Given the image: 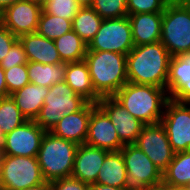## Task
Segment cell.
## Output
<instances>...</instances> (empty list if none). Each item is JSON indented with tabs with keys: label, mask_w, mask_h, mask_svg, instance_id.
Here are the masks:
<instances>
[{
	"label": "cell",
	"mask_w": 190,
	"mask_h": 190,
	"mask_svg": "<svg viewBox=\"0 0 190 190\" xmlns=\"http://www.w3.org/2000/svg\"><path fill=\"white\" fill-rule=\"evenodd\" d=\"M25 121L27 119L22 115L11 96L0 98V129L4 135Z\"/></svg>",
	"instance_id": "f1b7e54d"
},
{
	"label": "cell",
	"mask_w": 190,
	"mask_h": 190,
	"mask_svg": "<svg viewBox=\"0 0 190 190\" xmlns=\"http://www.w3.org/2000/svg\"><path fill=\"white\" fill-rule=\"evenodd\" d=\"M88 190H124L113 186H107L103 184H89Z\"/></svg>",
	"instance_id": "74e56055"
},
{
	"label": "cell",
	"mask_w": 190,
	"mask_h": 190,
	"mask_svg": "<svg viewBox=\"0 0 190 190\" xmlns=\"http://www.w3.org/2000/svg\"><path fill=\"white\" fill-rule=\"evenodd\" d=\"M81 6L76 0H43L42 9L48 13L58 17H62L73 21L76 13Z\"/></svg>",
	"instance_id": "f546056e"
},
{
	"label": "cell",
	"mask_w": 190,
	"mask_h": 190,
	"mask_svg": "<svg viewBox=\"0 0 190 190\" xmlns=\"http://www.w3.org/2000/svg\"><path fill=\"white\" fill-rule=\"evenodd\" d=\"M134 48L129 17L103 19L94 38L87 45L91 51H111L127 55Z\"/></svg>",
	"instance_id": "9c48e42d"
},
{
	"label": "cell",
	"mask_w": 190,
	"mask_h": 190,
	"mask_svg": "<svg viewBox=\"0 0 190 190\" xmlns=\"http://www.w3.org/2000/svg\"><path fill=\"white\" fill-rule=\"evenodd\" d=\"M29 1H36L42 3L43 0H29Z\"/></svg>",
	"instance_id": "bcb514c9"
},
{
	"label": "cell",
	"mask_w": 190,
	"mask_h": 190,
	"mask_svg": "<svg viewBox=\"0 0 190 190\" xmlns=\"http://www.w3.org/2000/svg\"><path fill=\"white\" fill-rule=\"evenodd\" d=\"M43 182L37 157L0 155L1 190H24Z\"/></svg>",
	"instance_id": "52a82bcc"
},
{
	"label": "cell",
	"mask_w": 190,
	"mask_h": 190,
	"mask_svg": "<svg viewBox=\"0 0 190 190\" xmlns=\"http://www.w3.org/2000/svg\"><path fill=\"white\" fill-rule=\"evenodd\" d=\"M72 30V21L41 11L36 33L55 40Z\"/></svg>",
	"instance_id": "83f0119b"
},
{
	"label": "cell",
	"mask_w": 190,
	"mask_h": 190,
	"mask_svg": "<svg viewBox=\"0 0 190 190\" xmlns=\"http://www.w3.org/2000/svg\"><path fill=\"white\" fill-rule=\"evenodd\" d=\"M85 144L107 151H119L124 146L111 120L98 105L91 112Z\"/></svg>",
	"instance_id": "9a60e30c"
},
{
	"label": "cell",
	"mask_w": 190,
	"mask_h": 190,
	"mask_svg": "<svg viewBox=\"0 0 190 190\" xmlns=\"http://www.w3.org/2000/svg\"><path fill=\"white\" fill-rule=\"evenodd\" d=\"M88 101L76 94L65 82H59L49 88L35 122L45 131H50L66 114L81 110Z\"/></svg>",
	"instance_id": "5b68a950"
},
{
	"label": "cell",
	"mask_w": 190,
	"mask_h": 190,
	"mask_svg": "<svg viewBox=\"0 0 190 190\" xmlns=\"http://www.w3.org/2000/svg\"><path fill=\"white\" fill-rule=\"evenodd\" d=\"M128 16L139 13H163L166 0H126Z\"/></svg>",
	"instance_id": "d6a6232c"
},
{
	"label": "cell",
	"mask_w": 190,
	"mask_h": 190,
	"mask_svg": "<svg viewBox=\"0 0 190 190\" xmlns=\"http://www.w3.org/2000/svg\"><path fill=\"white\" fill-rule=\"evenodd\" d=\"M167 90L154 85L127 82L113 97L144 124L161 121L169 100Z\"/></svg>",
	"instance_id": "7a4b0ae2"
},
{
	"label": "cell",
	"mask_w": 190,
	"mask_h": 190,
	"mask_svg": "<svg viewBox=\"0 0 190 190\" xmlns=\"http://www.w3.org/2000/svg\"><path fill=\"white\" fill-rule=\"evenodd\" d=\"M29 62L42 64L62 63L54 40L45 38L38 33L24 34L18 37Z\"/></svg>",
	"instance_id": "d6986e66"
},
{
	"label": "cell",
	"mask_w": 190,
	"mask_h": 190,
	"mask_svg": "<svg viewBox=\"0 0 190 190\" xmlns=\"http://www.w3.org/2000/svg\"><path fill=\"white\" fill-rule=\"evenodd\" d=\"M102 21L92 7H81L72 21V30L88 45L98 32Z\"/></svg>",
	"instance_id": "4316f807"
},
{
	"label": "cell",
	"mask_w": 190,
	"mask_h": 190,
	"mask_svg": "<svg viewBox=\"0 0 190 190\" xmlns=\"http://www.w3.org/2000/svg\"><path fill=\"white\" fill-rule=\"evenodd\" d=\"M78 145L46 131L41 140L37 160L46 181L71 177Z\"/></svg>",
	"instance_id": "277c9868"
},
{
	"label": "cell",
	"mask_w": 190,
	"mask_h": 190,
	"mask_svg": "<svg viewBox=\"0 0 190 190\" xmlns=\"http://www.w3.org/2000/svg\"><path fill=\"white\" fill-rule=\"evenodd\" d=\"M171 57L160 41L134 46L126 55L128 82L166 89Z\"/></svg>",
	"instance_id": "6da1fadb"
},
{
	"label": "cell",
	"mask_w": 190,
	"mask_h": 190,
	"mask_svg": "<svg viewBox=\"0 0 190 190\" xmlns=\"http://www.w3.org/2000/svg\"><path fill=\"white\" fill-rule=\"evenodd\" d=\"M149 190H181V189L174 188V187H169V186L164 185L162 183V184H159V185H156V186L150 188Z\"/></svg>",
	"instance_id": "60d3db41"
},
{
	"label": "cell",
	"mask_w": 190,
	"mask_h": 190,
	"mask_svg": "<svg viewBox=\"0 0 190 190\" xmlns=\"http://www.w3.org/2000/svg\"><path fill=\"white\" fill-rule=\"evenodd\" d=\"M91 7L102 19L128 16L126 0H94Z\"/></svg>",
	"instance_id": "4dcf8cb0"
},
{
	"label": "cell",
	"mask_w": 190,
	"mask_h": 190,
	"mask_svg": "<svg viewBox=\"0 0 190 190\" xmlns=\"http://www.w3.org/2000/svg\"><path fill=\"white\" fill-rule=\"evenodd\" d=\"M120 151L127 169L124 190H149L162 184V172L136 145H124Z\"/></svg>",
	"instance_id": "ba28073f"
},
{
	"label": "cell",
	"mask_w": 190,
	"mask_h": 190,
	"mask_svg": "<svg viewBox=\"0 0 190 190\" xmlns=\"http://www.w3.org/2000/svg\"><path fill=\"white\" fill-rule=\"evenodd\" d=\"M97 105L111 120L120 141L124 145L134 144L144 123L134 118L113 96L101 97Z\"/></svg>",
	"instance_id": "5bb4252c"
},
{
	"label": "cell",
	"mask_w": 190,
	"mask_h": 190,
	"mask_svg": "<svg viewBox=\"0 0 190 190\" xmlns=\"http://www.w3.org/2000/svg\"><path fill=\"white\" fill-rule=\"evenodd\" d=\"M160 122L175 153L190 150V102L169 99Z\"/></svg>",
	"instance_id": "30bf717a"
},
{
	"label": "cell",
	"mask_w": 190,
	"mask_h": 190,
	"mask_svg": "<svg viewBox=\"0 0 190 190\" xmlns=\"http://www.w3.org/2000/svg\"><path fill=\"white\" fill-rule=\"evenodd\" d=\"M134 46L156 43L161 38L162 13L129 15Z\"/></svg>",
	"instance_id": "ffe728a7"
},
{
	"label": "cell",
	"mask_w": 190,
	"mask_h": 190,
	"mask_svg": "<svg viewBox=\"0 0 190 190\" xmlns=\"http://www.w3.org/2000/svg\"><path fill=\"white\" fill-rule=\"evenodd\" d=\"M17 39L18 37L13 35L5 26L0 25V62Z\"/></svg>",
	"instance_id": "d590c367"
},
{
	"label": "cell",
	"mask_w": 190,
	"mask_h": 190,
	"mask_svg": "<svg viewBox=\"0 0 190 190\" xmlns=\"http://www.w3.org/2000/svg\"><path fill=\"white\" fill-rule=\"evenodd\" d=\"M28 58L19 39L11 46L9 52L0 62V66L4 69H10L13 66L27 64Z\"/></svg>",
	"instance_id": "836d02e7"
},
{
	"label": "cell",
	"mask_w": 190,
	"mask_h": 190,
	"mask_svg": "<svg viewBox=\"0 0 190 190\" xmlns=\"http://www.w3.org/2000/svg\"><path fill=\"white\" fill-rule=\"evenodd\" d=\"M50 183V190H88L89 184L73 177L56 179Z\"/></svg>",
	"instance_id": "e575fe53"
},
{
	"label": "cell",
	"mask_w": 190,
	"mask_h": 190,
	"mask_svg": "<svg viewBox=\"0 0 190 190\" xmlns=\"http://www.w3.org/2000/svg\"><path fill=\"white\" fill-rule=\"evenodd\" d=\"M183 190H190V182H189L188 186Z\"/></svg>",
	"instance_id": "f6af8a7d"
},
{
	"label": "cell",
	"mask_w": 190,
	"mask_h": 190,
	"mask_svg": "<svg viewBox=\"0 0 190 190\" xmlns=\"http://www.w3.org/2000/svg\"><path fill=\"white\" fill-rule=\"evenodd\" d=\"M23 0H0V11L2 12L7 7Z\"/></svg>",
	"instance_id": "ab89813d"
},
{
	"label": "cell",
	"mask_w": 190,
	"mask_h": 190,
	"mask_svg": "<svg viewBox=\"0 0 190 190\" xmlns=\"http://www.w3.org/2000/svg\"><path fill=\"white\" fill-rule=\"evenodd\" d=\"M2 24V17H1V11H0V25Z\"/></svg>",
	"instance_id": "7dc6e473"
},
{
	"label": "cell",
	"mask_w": 190,
	"mask_h": 190,
	"mask_svg": "<svg viewBox=\"0 0 190 190\" xmlns=\"http://www.w3.org/2000/svg\"><path fill=\"white\" fill-rule=\"evenodd\" d=\"M127 169L121 151H109L99 170L96 183L124 189Z\"/></svg>",
	"instance_id": "603a6c76"
},
{
	"label": "cell",
	"mask_w": 190,
	"mask_h": 190,
	"mask_svg": "<svg viewBox=\"0 0 190 190\" xmlns=\"http://www.w3.org/2000/svg\"><path fill=\"white\" fill-rule=\"evenodd\" d=\"M10 96L5 81L4 69L0 66V98Z\"/></svg>",
	"instance_id": "8d00e7d4"
},
{
	"label": "cell",
	"mask_w": 190,
	"mask_h": 190,
	"mask_svg": "<svg viewBox=\"0 0 190 190\" xmlns=\"http://www.w3.org/2000/svg\"><path fill=\"white\" fill-rule=\"evenodd\" d=\"M94 0H76L81 7H91Z\"/></svg>",
	"instance_id": "b9f144b4"
},
{
	"label": "cell",
	"mask_w": 190,
	"mask_h": 190,
	"mask_svg": "<svg viewBox=\"0 0 190 190\" xmlns=\"http://www.w3.org/2000/svg\"><path fill=\"white\" fill-rule=\"evenodd\" d=\"M190 182V150L176 152L162 173V183L169 187L185 189Z\"/></svg>",
	"instance_id": "cb8c5ba5"
},
{
	"label": "cell",
	"mask_w": 190,
	"mask_h": 190,
	"mask_svg": "<svg viewBox=\"0 0 190 190\" xmlns=\"http://www.w3.org/2000/svg\"><path fill=\"white\" fill-rule=\"evenodd\" d=\"M45 132L34 120L25 121L5 135L0 155L37 157Z\"/></svg>",
	"instance_id": "7c38bea8"
},
{
	"label": "cell",
	"mask_w": 190,
	"mask_h": 190,
	"mask_svg": "<svg viewBox=\"0 0 190 190\" xmlns=\"http://www.w3.org/2000/svg\"><path fill=\"white\" fill-rule=\"evenodd\" d=\"M160 42L172 57L190 52V7L188 4H167L162 13Z\"/></svg>",
	"instance_id": "8992f818"
},
{
	"label": "cell",
	"mask_w": 190,
	"mask_h": 190,
	"mask_svg": "<svg viewBox=\"0 0 190 190\" xmlns=\"http://www.w3.org/2000/svg\"><path fill=\"white\" fill-rule=\"evenodd\" d=\"M4 74L9 95L30 83L27 64L13 66L10 69L4 70Z\"/></svg>",
	"instance_id": "1f68e13d"
},
{
	"label": "cell",
	"mask_w": 190,
	"mask_h": 190,
	"mask_svg": "<svg viewBox=\"0 0 190 190\" xmlns=\"http://www.w3.org/2000/svg\"><path fill=\"white\" fill-rule=\"evenodd\" d=\"M66 62L58 64H42L28 62V77L30 83L50 88L52 85L63 82L66 74Z\"/></svg>",
	"instance_id": "d4e9b609"
},
{
	"label": "cell",
	"mask_w": 190,
	"mask_h": 190,
	"mask_svg": "<svg viewBox=\"0 0 190 190\" xmlns=\"http://www.w3.org/2000/svg\"><path fill=\"white\" fill-rule=\"evenodd\" d=\"M84 60L93 88L100 97L113 96L128 82L126 55L87 50Z\"/></svg>",
	"instance_id": "3957f363"
},
{
	"label": "cell",
	"mask_w": 190,
	"mask_h": 190,
	"mask_svg": "<svg viewBox=\"0 0 190 190\" xmlns=\"http://www.w3.org/2000/svg\"><path fill=\"white\" fill-rule=\"evenodd\" d=\"M24 190H50V183L46 181L41 184L25 188Z\"/></svg>",
	"instance_id": "f35d334b"
},
{
	"label": "cell",
	"mask_w": 190,
	"mask_h": 190,
	"mask_svg": "<svg viewBox=\"0 0 190 190\" xmlns=\"http://www.w3.org/2000/svg\"><path fill=\"white\" fill-rule=\"evenodd\" d=\"M96 106L97 104L88 102L78 112L62 116L50 132L77 145L85 144L91 112Z\"/></svg>",
	"instance_id": "e0dca14e"
},
{
	"label": "cell",
	"mask_w": 190,
	"mask_h": 190,
	"mask_svg": "<svg viewBox=\"0 0 190 190\" xmlns=\"http://www.w3.org/2000/svg\"><path fill=\"white\" fill-rule=\"evenodd\" d=\"M49 92L48 87L28 83L22 89L17 90L10 96L27 120H34L38 117L45 97Z\"/></svg>",
	"instance_id": "44dd1931"
},
{
	"label": "cell",
	"mask_w": 190,
	"mask_h": 190,
	"mask_svg": "<svg viewBox=\"0 0 190 190\" xmlns=\"http://www.w3.org/2000/svg\"><path fill=\"white\" fill-rule=\"evenodd\" d=\"M64 81L76 94L82 96L88 102L97 104L101 98L93 88L85 60L67 63Z\"/></svg>",
	"instance_id": "7402d4cb"
},
{
	"label": "cell",
	"mask_w": 190,
	"mask_h": 190,
	"mask_svg": "<svg viewBox=\"0 0 190 190\" xmlns=\"http://www.w3.org/2000/svg\"><path fill=\"white\" fill-rule=\"evenodd\" d=\"M42 3L23 0L12 4L1 12L2 25L13 35L36 33Z\"/></svg>",
	"instance_id": "4fadbf2b"
},
{
	"label": "cell",
	"mask_w": 190,
	"mask_h": 190,
	"mask_svg": "<svg viewBox=\"0 0 190 190\" xmlns=\"http://www.w3.org/2000/svg\"><path fill=\"white\" fill-rule=\"evenodd\" d=\"M166 90L169 99L190 102V52L171 57Z\"/></svg>",
	"instance_id": "2e32d148"
},
{
	"label": "cell",
	"mask_w": 190,
	"mask_h": 190,
	"mask_svg": "<svg viewBox=\"0 0 190 190\" xmlns=\"http://www.w3.org/2000/svg\"><path fill=\"white\" fill-rule=\"evenodd\" d=\"M4 138H5V135H4V133L0 129V145L4 141Z\"/></svg>",
	"instance_id": "ee69618b"
},
{
	"label": "cell",
	"mask_w": 190,
	"mask_h": 190,
	"mask_svg": "<svg viewBox=\"0 0 190 190\" xmlns=\"http://www.w3.org/2000/svg\"><path fill=\"white\" fill-rule=\"evenodd\" d=\"M108 152L87 144L78 145L71 177L86 184L96 183L99 170Z\"/></svg>",
	"instance_id": "ac0fdd59"
},
{
	"label": "cell",
	"mask_w": 190,
	"mask_h": 190,
	"mask_svg": "<svg viewBox=\"0 0 190 190\" xmlns=\"http://www.w3.org/2000/svg\"><path fill=\"white\" fill-rule=\"evenodd\" d=\"M134 145L141 149L162 173L175 154L161 122L144 124Z\"/></svg>",
	"instance_id": "8fae6325"
},
{
	"label": "cell",
	"mask_w": 190,
	"mask_h": 190,
	"mask_svg": "<svg viewBox=\"0 0 190 190\" xmlns=\"http://www.w3.org/2000/svg\"><path fill=\"white\" fill-rule=\"evenodd\" d=\"M168 4H188L190 0H166Z\"/></svg>",
	"instance_id": "7bdbcfd3"
},
{
	"label": "cell",
	"mask_w": 190,
	"mask_h": 190,
	"mask_svg": "<svg viewBox=\"0 0 190 190\" xmlns=\"http://www.w3.org/2000/svg\"><path fill=\"white\" fill-rule=\"evenodd\" d=\"M62 62H78L85 59L87 44L73 30L54 40Z\"/></svg>",
	"instance_id": "484cf974"
}]
</instances>
